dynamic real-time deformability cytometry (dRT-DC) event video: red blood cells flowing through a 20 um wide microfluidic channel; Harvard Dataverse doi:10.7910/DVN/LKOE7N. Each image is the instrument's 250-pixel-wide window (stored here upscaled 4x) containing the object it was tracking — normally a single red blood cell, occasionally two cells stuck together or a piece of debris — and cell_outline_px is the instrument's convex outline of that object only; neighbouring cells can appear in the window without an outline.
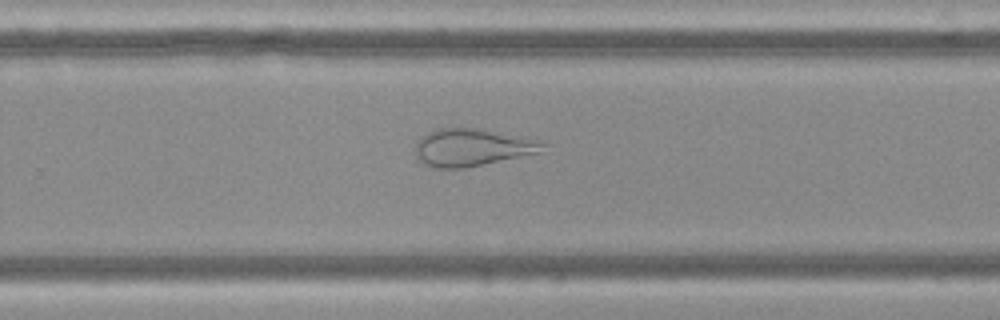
{"species": "Egyptian fruit bat (a non-hibernating species)", "species_latin": "Rousettus aegyptiacus", "temperature_condition": "cold", "stored_images_in_passage": 38, "camera_frame_rate_fps": 3000, "um_per_image_px": 0.085, "frame": {"image": 1, "passage_image": 20, "time_ms": 6.333, "image_size_px": [1000, 320], "cell_outline_px": [[548, 144], [540, 152], [464, 168], [432, 168], [416, 160], [416, 144], [420, 136], [436, 128], [476, 128]], "centroid_in_image_um": [39.99, 12.55], "position_along_channel_um": 289.8, "area_um2": 27.17}}
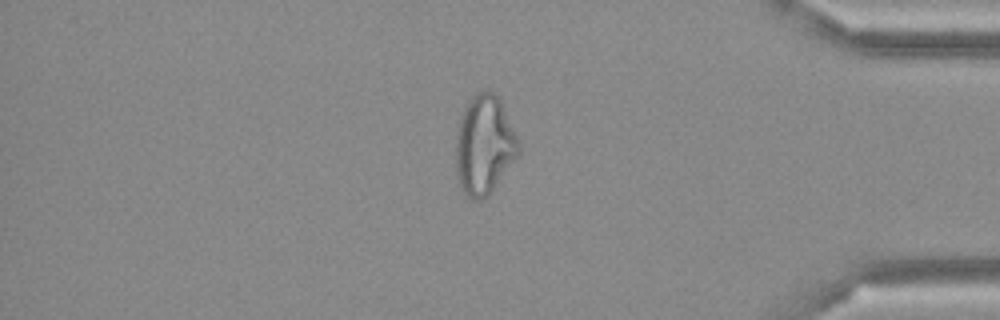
{"frame": {"image": 2, "passage_image": 30, "time_ms": 9.667, "image_size_px": [1000, 320], "cell_outline_px": [[520, 152], [488, 196], [484, 200], [472, 200], [460, 188], [456, 176], [456, 132], [464, 108], [472, 96], [476, 92], [492, 92], [500, 100], [520, 144]], "centroid_in_image_um": [41.14, 12.37], "position_along_channel_um": 394.1, "area_um2": 36.01}}